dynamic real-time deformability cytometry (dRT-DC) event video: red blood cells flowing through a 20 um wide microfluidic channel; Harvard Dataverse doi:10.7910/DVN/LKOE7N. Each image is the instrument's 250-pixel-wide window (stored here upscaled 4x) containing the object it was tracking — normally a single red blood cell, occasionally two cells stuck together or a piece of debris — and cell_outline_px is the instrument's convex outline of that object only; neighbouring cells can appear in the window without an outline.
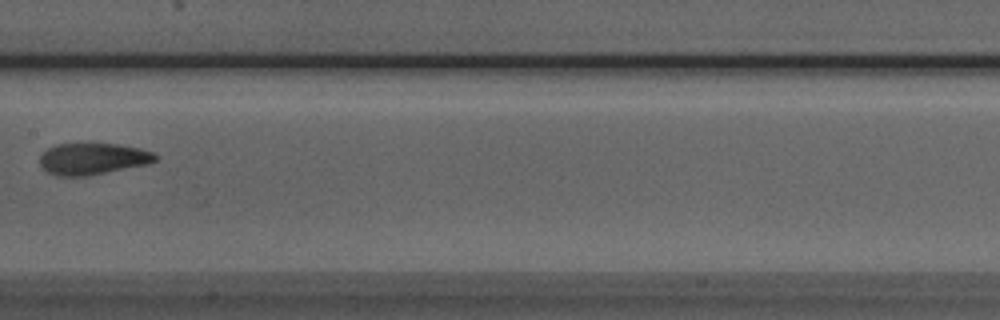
{"species": "Egyptian fruit bat (a non-hibernating species)", "species_latin": "Rousettus aegyptiacus", "temperature_condition": "room temperature", "stored_images_in_passage": 4, "camera_frame_rate_fps": 3000, "um_per_image_px": 0.085, "animal": {"sex": "male"}, "frame": {"image": 1, "passage_image": 4, "time_ms": 3.667, "image_size_px": [1000, 320], "cell_outline_px": [[156, 160], [148, 164], [84, 176], [56, 176], [48, 172], [40, 164], [40, 156], [48, 148], [56, 144], [120, 144], [140, 148], [152, 152], [156, 156]], "centroid_in_image_um": [7.87, 13.49], "position_along_channel_um": 199.5, "area_um2": 20.98}}